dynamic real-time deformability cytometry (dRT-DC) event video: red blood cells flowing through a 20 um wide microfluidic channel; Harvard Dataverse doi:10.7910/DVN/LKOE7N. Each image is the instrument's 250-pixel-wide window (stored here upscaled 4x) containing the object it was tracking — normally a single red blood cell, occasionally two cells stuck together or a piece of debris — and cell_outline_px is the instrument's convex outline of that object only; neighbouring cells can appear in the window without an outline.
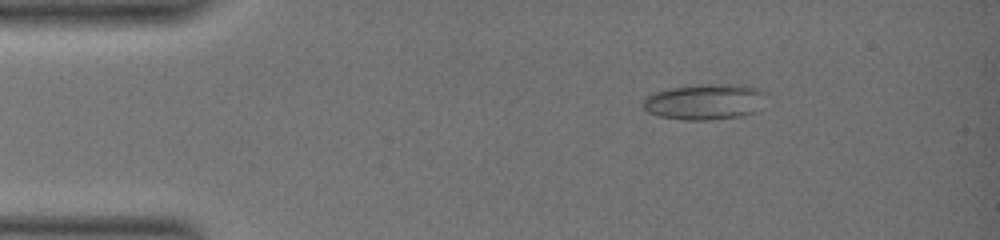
{"species": "common noctule bat (a hibernating species)", "species_latin": "Nyctalus noctula", "temperature_condition": "warm", "stored_images_in_passage": 51, "camera_frame_rate_fps": 3000, "um_per_image_px": 0.085, "animal": {"sex": "female", "body_mass_g": 19.0, "forearm_length_mm": 51.5}, "frame": {"image": 1, "passage_image": 9, "time_ms": 3.0, "image_size_px": [1000, 240], "cell_outline_px": [[764, 96], [760, 112], [744, 116], [708, 120], [684, 120], [660, 116], [648, 112], [644, 108], [644, 100], [652, 92], [668, 88], [696, 84], [748, 84], [760, 88], [764, 92]], "centroid_in_image_um": [59.98, 8.64], "position_along_channel_um": 25.0, "area_um2": 26.24}}
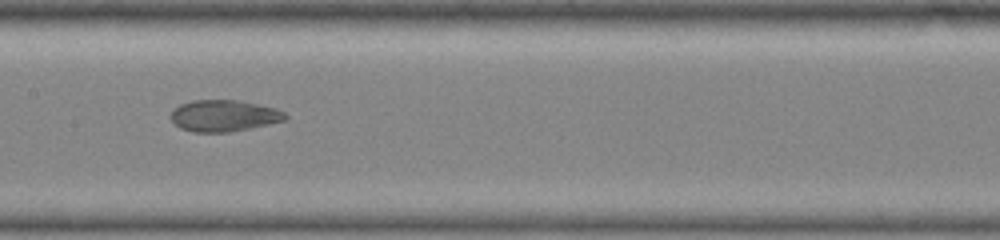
{"frame": {"image": 2, "passage_image": 27, "time_ms": 10.333, "image_size_px": [1000, 240], "cell_outline_px": [[288, 116], [284, 120], [248, 128], [228, 132], [196, 132], [180, 128], [172, 120], [172, 112], [180, 104], [192, 100], [240, 100], [276, 108], [284, 112]], "centroid_in_image_um": [19.03, 9.82], "position_along_channel_um": 188.4, "area_um2": 20.69}}
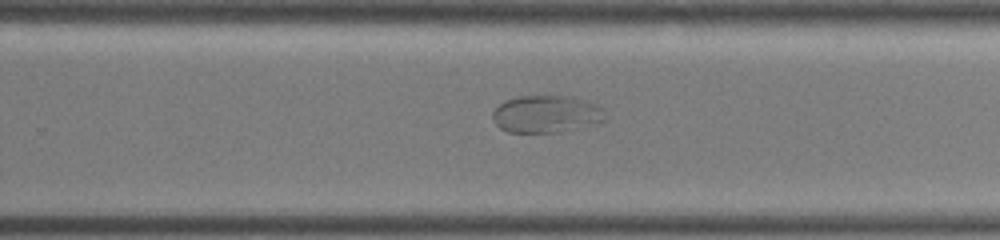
{"frame": {"image": 3, "passage_image": 34, "time_ms": 13.333, "image_size_px": [1000, 240], "cell_outline_px": [[604, 120], [556, 132], [508, 132], [500, 128], [492, 120], [492, 112], [504, 100], [520, 96], [544, 92], [572, 96], [596, 104], [600, 108]], "centroid_in_image_um": [46.33, 9.63], "position_along_channel_um": 283.5, "area_um2": 24.62}}